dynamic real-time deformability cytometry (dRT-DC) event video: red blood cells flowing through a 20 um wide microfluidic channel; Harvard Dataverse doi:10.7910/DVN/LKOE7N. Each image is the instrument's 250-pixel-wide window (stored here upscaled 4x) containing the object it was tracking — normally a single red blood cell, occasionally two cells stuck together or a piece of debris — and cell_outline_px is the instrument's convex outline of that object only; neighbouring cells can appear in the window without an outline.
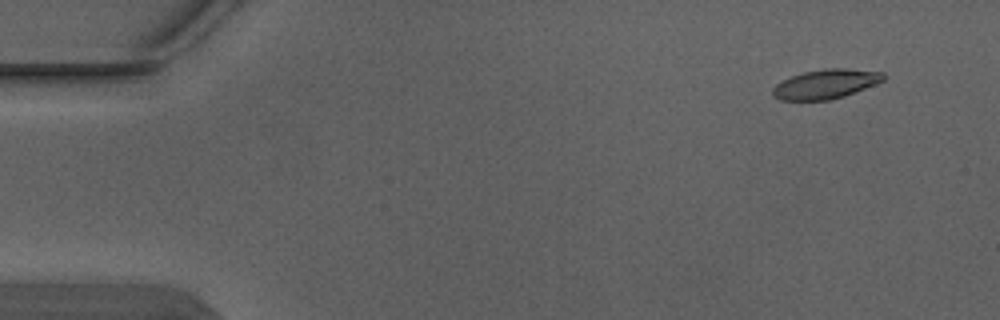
{"species": "Egyptian fruit bat (a non-hibernating species)", "species_latin": "Rousettus aegyptiacus", "temperature_condition": "warm", "stored_images_in_passage": 4, "segment_of_instrument_passage": [1, 2], "camera_frame_rate_fps": 3000, "um_per_image_px": 0.085, "animal": {"sex": "male"}, "frame": {"image": 1, "passage_image": 1, "time_ms": 0.0, "image_size_px": [1000, 320], "cell_outline_px": [[888, 76], [884, 80], [844, 96], [828, 100], [780, 100], [772, 96], [772, 88], [776, 84], [792, 76], [804, 72], [824, 68], [844, 68], [884, 72]], "centroid_in_image_um": [70.19, 7.14], "position_along_channel_um": 14.8, "area_um2": 18.9}}